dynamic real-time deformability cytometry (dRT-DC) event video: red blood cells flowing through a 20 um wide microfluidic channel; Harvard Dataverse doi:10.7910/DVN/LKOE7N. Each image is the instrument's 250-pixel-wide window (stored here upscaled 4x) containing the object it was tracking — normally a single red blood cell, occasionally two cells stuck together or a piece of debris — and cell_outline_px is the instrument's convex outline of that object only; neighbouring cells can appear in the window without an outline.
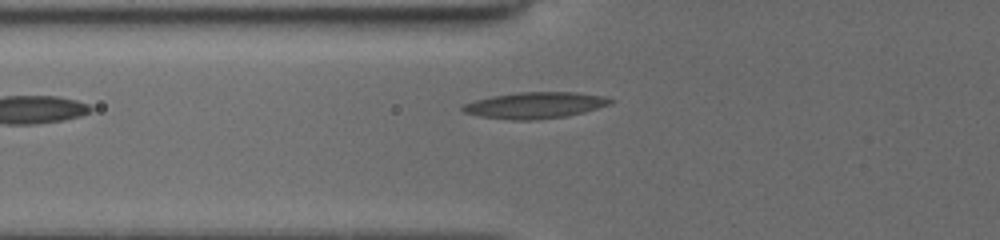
{"species": "common noctule bat (a hibernating species)", "species_latin": "Nyctalus noctula", "temperature_condition": "cold", "stored_images_in_passage": 13, "camera_frame_rate_fps": 3000, "um_per_image_px": 0.085, "animal": {"sex": "female", "body_mass_g": 19.5, "forearm_length_mm": 54.1}, "frame": {"image": 1, "passage_image": 13, "time_ms": 3.667, "image_size_px": [1000, 240], "cell_outline_px": [[616, 100], [612, 104], [584, 112], [568, 116], [532, 120], [512, 120], [480, 116], [464, 112], [460, 108], [464, 104], [476, 100], [492, 96], [516, 92], [576, 92], [604, 96]], "centroid_in_image_um": [45.53, 8.94], "position_along_channel_um": 80.3, "area_um2": 22.72}}